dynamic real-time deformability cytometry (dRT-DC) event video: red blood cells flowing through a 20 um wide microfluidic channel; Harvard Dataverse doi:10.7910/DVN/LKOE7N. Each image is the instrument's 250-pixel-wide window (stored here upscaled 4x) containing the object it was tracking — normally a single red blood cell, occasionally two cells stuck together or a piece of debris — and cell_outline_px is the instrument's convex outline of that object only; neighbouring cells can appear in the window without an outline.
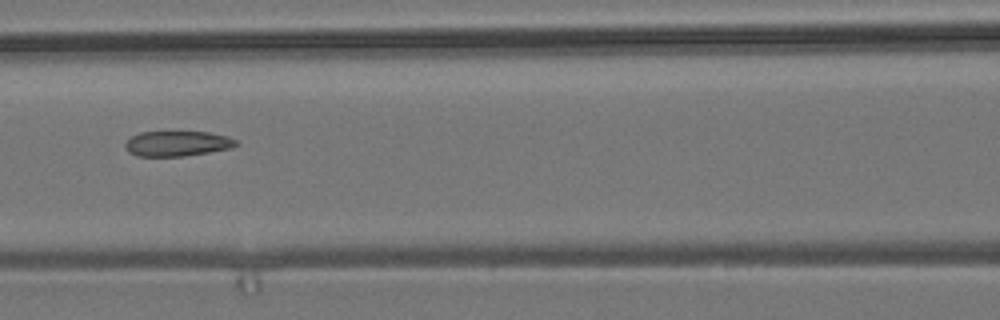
{"species": "common noctule bat (a hibernating species)", "species_latin": "Nyctalus noctula", "temperature_condition": "room temperature", "stored_images_in_passage": 5, "camera_frame_rate_fps": 3000, "um_per_image_px": 0.085, "animal": {"sex": "male", "body_mass_g": 19.2, "forearm_length_mm": 51.8}, "frame": {"image": 1, "passage_image": 5, "time_ms": 4.667, "image_size_px": [1000, 320], "cell_outline_px": [[240, 144], [232, 148], [184, 156], [136, 156], [128, 152], [124, 148], [124, 144], [132, 136], [140, 132], [208, 132], [228, 136], [236, 140]], "centroid_in_image_um": [15.07, 12.2], "position_along_channel_um": 151.5, "area_um2": 16.36}}